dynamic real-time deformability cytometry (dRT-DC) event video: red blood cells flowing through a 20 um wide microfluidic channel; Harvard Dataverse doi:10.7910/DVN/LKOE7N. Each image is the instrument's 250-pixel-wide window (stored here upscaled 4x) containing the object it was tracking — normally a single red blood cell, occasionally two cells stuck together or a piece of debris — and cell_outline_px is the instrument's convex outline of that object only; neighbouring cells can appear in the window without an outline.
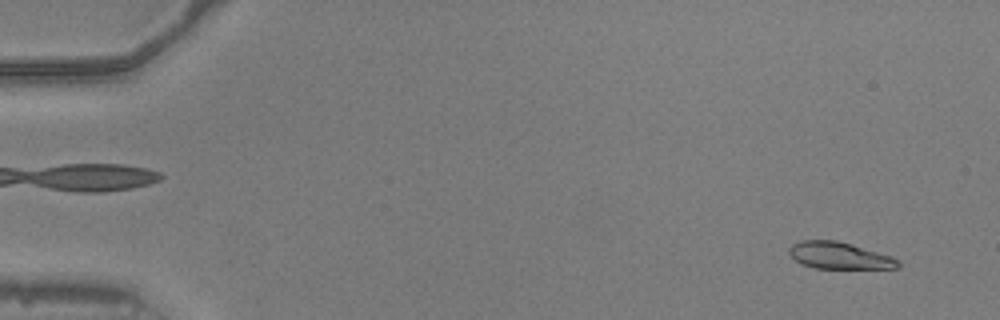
{"species": "common noctule bat (a hibernating species)", "species_latin": "Nyctalus noctula", "temperature_condition": "warm", "stored_images_in_passage": 52, "camera_frame_rate_fps": 3000, "um_per_image_px": 0.085, "animal": {"sex": "male", "body_mass_g": 20.5, "forearm_length_mm": 52.5}, "frame": {"image": 1, "passage_image": 3, "time_ms": 0.667, "image_size_px": [1000, 320], "cell_outline_px": [[900, 268], [812, 268], [800, 264], [788, 252], [788, 248], [792, 244], [800, 240], [836, 240], [852, 244], [892, 256], [900, 260]], "centroid_in_image_um": [71.34, 21.72], "position_along_channel_um": 13.7, "area_um2": 17.17}}
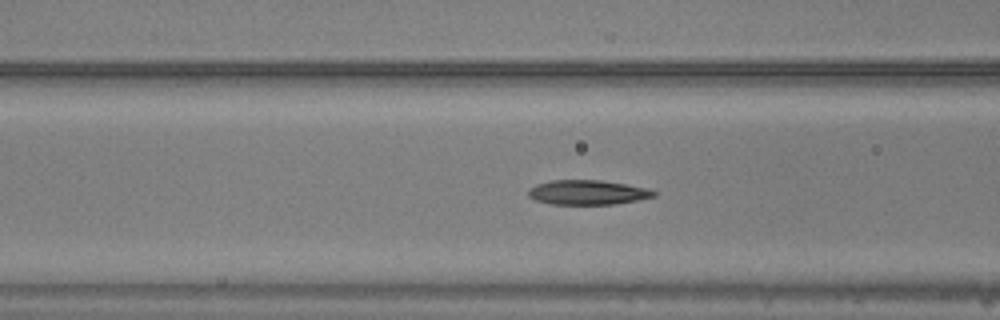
{"frame": {"image": 2, "passage_image": 21, "time_ms": 6.667, "image_size_px": [1000, 320], "cell_outline_px": [[656, 196], [636, 200], [612, 204], [552, 204], [536, 200], [528, 196], [528, 188], [536, 184], [552, 180], [600, 180], [648, 188], [656, 192]], "centroid_in_image_um": [49.91, 16.35], "position_along_channel_um": 116.7, "area_um2": 17.86}}
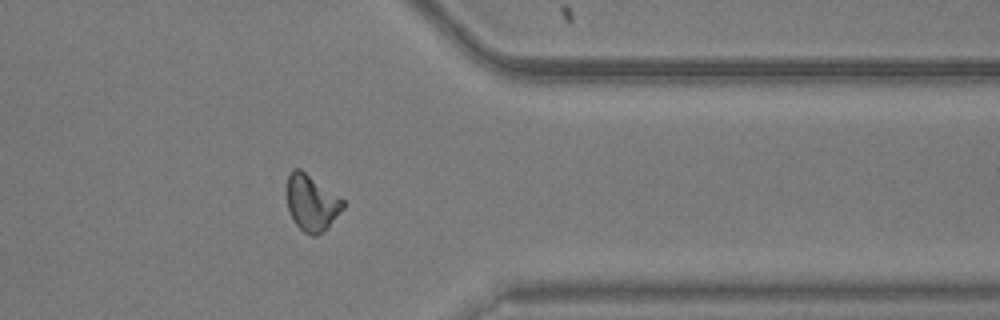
{"frame": {"image": 3, "passage_image": 42, "time_ms": 13.667, "image_size_px": [1000, 320], "cell_outline_px": [[344, 208], [324, 232], [316, 236], [312, 236], [304, 232], [296, 224], [288, 208], [288, 176], [292, 168], [300, 168], [344, 200]], "centroid_in_image_um": [26.51, 17.25], "position_along_channel_um": 384.9, "area_um2": 18.15}, "authors_computed_cell_mechanics": {"area_um2": 18.1203, "velocity_mm_per_s": 3.9564, "shape_relaxation_time_tau1_ms": 6.9763, "shape_relaxation_time_tau2_ms": 5.0554, "deformation_change_tau1": 0.2356, "deformation_change_tau2": 0.0692}}